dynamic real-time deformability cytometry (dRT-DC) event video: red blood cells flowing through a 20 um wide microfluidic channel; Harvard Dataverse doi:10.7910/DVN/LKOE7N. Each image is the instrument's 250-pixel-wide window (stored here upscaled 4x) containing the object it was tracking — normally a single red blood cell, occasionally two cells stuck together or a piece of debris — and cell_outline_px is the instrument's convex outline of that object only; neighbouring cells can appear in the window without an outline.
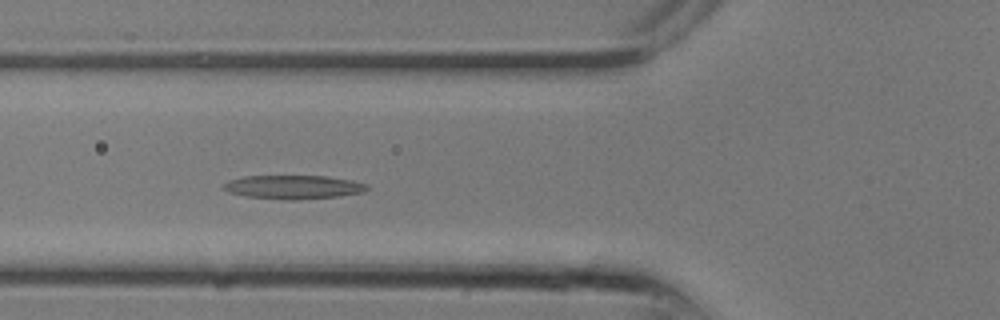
{"species": "common noctule bat (a hibernating species)", "species_latin": "Nyctalus noctula", "temperature_condition": "room temperature", "stored_images_in_passage": 13, "camera_frame_rate_fps": 3000, "um_per_image_px": 0.085, "animal": {"sex": "male", "body_mass_g": 13.3}, "frame": {"image": 1, "passage_image": 10, "time_ms": 3.0, "image_size_px": [1000, 320], "cell_outline_px": [[368, 188], [364, 192], [340, 196], [296, 200], [284, 200], [244, 196], [228, 192], [224, 188], [224, 184], [228, 180], [244, 176], [324, 176], [352, 180], [368, 184]], "centroid_in_image_um": [24.94, 15.9], "position_along_channel_um": 100.9, "area_um2": 19.94}}
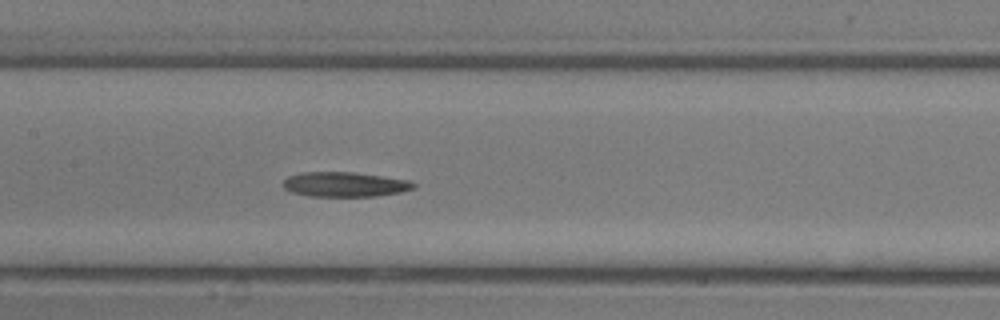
{"frame": {"image": 2, "passage_image": 13, "time_ms": 4.0, "image_size_px": [1000, 320], "cell_outline_px": [[416, 188], [400, 192], [376, 196], [308, 196], [292, 192], [284, 188], [284, 180], [288, 176], [304, 172], [352, 172], [408, 180], [416, 184]], "centroid_in_image_um": [29.31, 15.68], "position_along_channel_um": 178.1, "area_um2": 18.67}}